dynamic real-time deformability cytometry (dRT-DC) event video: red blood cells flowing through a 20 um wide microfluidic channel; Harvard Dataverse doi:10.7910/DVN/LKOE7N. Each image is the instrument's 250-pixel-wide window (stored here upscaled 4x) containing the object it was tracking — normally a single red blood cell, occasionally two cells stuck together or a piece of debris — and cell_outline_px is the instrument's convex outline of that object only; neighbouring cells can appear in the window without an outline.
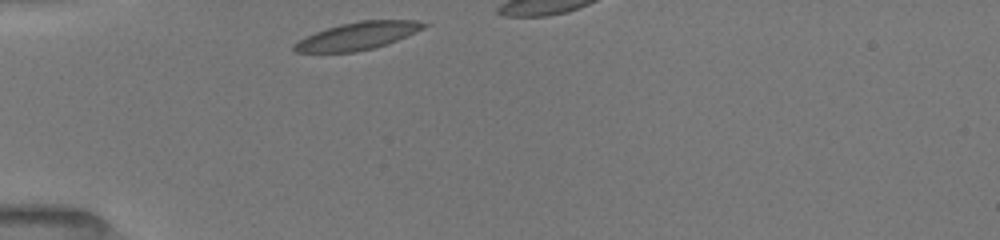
{"species": "common noctule bat (a hibernating species)", "species_latin": "Nyctalus noctula", "temperature_condition": "room temperature", "stored_images_in_passage": 9, "camera_frame_rate_fps": 3000, "um_per_image_px": 0.085, "animal": {"sex": "female", "body_mass_g": 19.5, "forearm_length_mm": 54.1}, "frame": {"image": 1, "passage_image": 1, "time_ms": 0.0, "image_size_px": [1000, 240], "cell_outline_px": [[432, 24], [424, 28], [396, 40], [372, 48], [356, 52], [296, 52], [292, 48], [292, 44], [316, 32], [340, 24], [360, 20], [416, 20]], "centroid_in_image_um": [30.42, 3.04], "position_along_channel_um": 54.6, "area_um2": 20.52}}
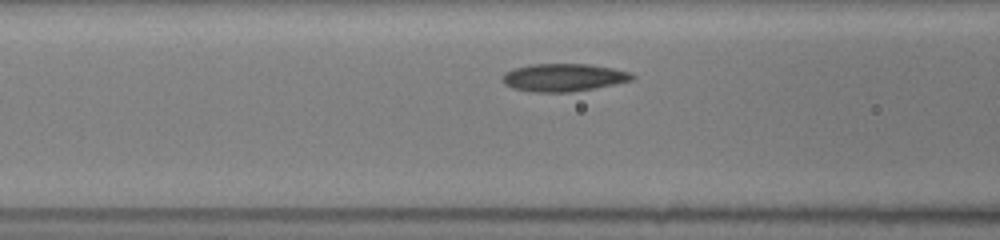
{"frame": {"image": 2, "passage_image": 7, "time_ms": 2.0, "image_size_px": [1000, 240], "cell_outline_px": [[636, 76], [632, 80], [572, 92], [532, 92], [512, 88], [504, 84], [500, 80], [500, 76], [504, 72], [512, 68], [532, 64], [588, 64], [612, 68], [632, 72]], "centroid_in_image_um": [47.83, 6.58], "position_along_channel_um": 118.8, "area_um2": 21.15}}